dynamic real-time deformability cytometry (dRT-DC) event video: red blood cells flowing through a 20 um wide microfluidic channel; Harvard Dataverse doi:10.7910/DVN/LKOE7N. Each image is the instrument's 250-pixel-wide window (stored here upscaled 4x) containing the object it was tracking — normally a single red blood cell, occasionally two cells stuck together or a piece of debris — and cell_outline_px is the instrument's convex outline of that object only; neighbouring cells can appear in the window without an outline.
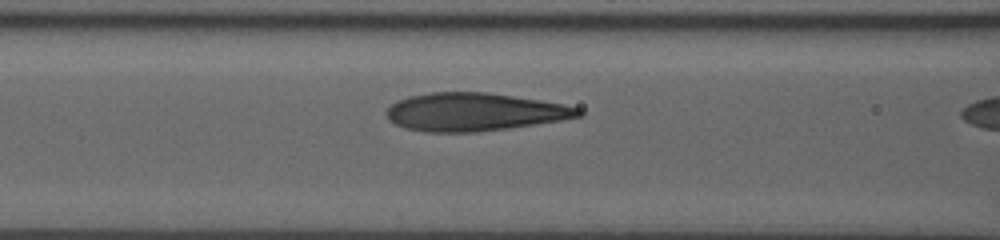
{"species": "human", "species_latin": "Homo sapiens", "temperature_condition": "room temperature", "stored_images_in_passage": 16, "camera_frame_rate_fps": 3000, "um_per_image_px": 0.085, "donor": {"sex": "male"}, "frame": {"image": 1, "passage_image": 14, "time_ms": 4.333, "image_size_px": [1000, 240], "cell_outline_px": [[584, 116], [560, 120], [508, 128], [476, 132], [424, 132], [404, 128], [388, 120], [384, 112], [396, 100], [408, 96], [432, 92], [484, 92], [540, 100], [564, 104], [580, 108], [584, 112]], "centroid_in_image_um": [40.29, 9.52], "position_along_channel_um": 126.3, "area_um2": 42.66}}